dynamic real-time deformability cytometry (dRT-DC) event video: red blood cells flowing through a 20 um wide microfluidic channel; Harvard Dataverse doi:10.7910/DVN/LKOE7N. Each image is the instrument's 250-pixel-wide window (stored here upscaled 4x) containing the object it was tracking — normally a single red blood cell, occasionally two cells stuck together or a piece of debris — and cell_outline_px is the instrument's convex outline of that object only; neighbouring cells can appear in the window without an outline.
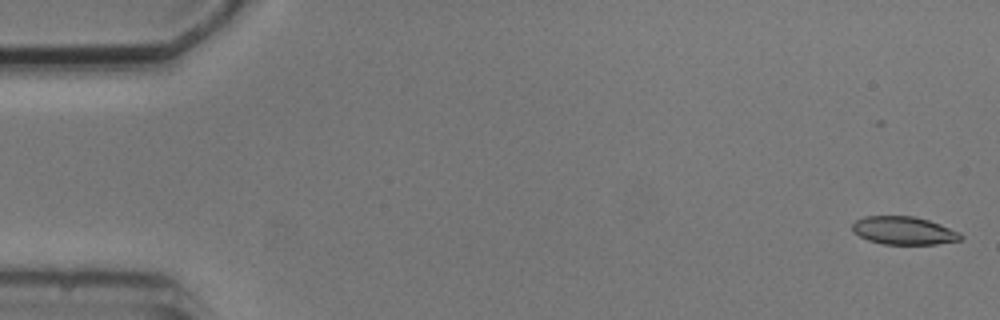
{"species": "common noctule bat (a hibernating species)", "species_latin": "Nyctalus noctula", "temperature_condition": "cold", "stored_images_in_passage": 2, "camera_frame_rate_fps": 3000, "um_per_image_px": 0.085, "animal": {"sex": "male", "body_mass_g": 20.5, "forearm_length_mm": 52.5}, "frame": {"image": 1, "passage_image": 1, "time_ms": 0.0, "image_size_px": [1000, 320], "cell_outline_px": [[964, 236], [960, 240], [936, 244], [884, 244], [868, 240], [852, 232], [852, 224], [856, 220], [864, 216], [912, 216], [928, 220], [940, 224], [960, 232]], "centroid_in_image_um": [76.81, 19.6], "position_along_channel_um": 8.2, "area_um2": 17.69}}